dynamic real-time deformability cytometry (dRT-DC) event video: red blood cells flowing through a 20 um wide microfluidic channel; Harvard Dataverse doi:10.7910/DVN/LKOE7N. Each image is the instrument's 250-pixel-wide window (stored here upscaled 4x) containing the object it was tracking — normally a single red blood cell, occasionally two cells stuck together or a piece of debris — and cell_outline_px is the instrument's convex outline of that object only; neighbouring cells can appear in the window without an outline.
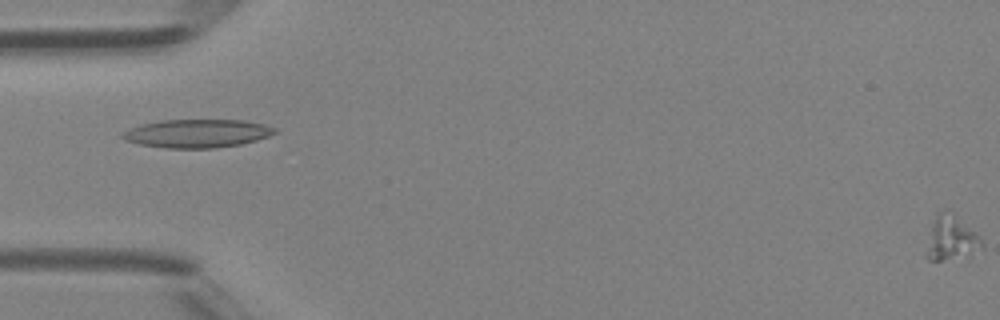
{"species": "Egyptian fruit bat (a non-hibernating species)", "species_latin": "Rousettus aegyptiacus", "temperature_condition": "room temperature", "stored_images_in_passage": 15, "camera_frame_rate_fps": 3000, "um_per_image_px": 0.085, "animal": {"sex": "female"}, "frame": {"image": 1, "passage_image": 15, "time_ms": 4.667, "image_size_px": [1000, 320], "cell_outline_px": [[984, 248], [972, 256], [940, 260], [928, 260], [924, 256], [924, 252], [932, 224], [936, 216], [940, 212], [956, 216], [980, 236], [984, 244]], "centroid_in_image_um": [80.88, 20.34], "position_along_channel_um": 4.1, "area_um2": 14.33}}